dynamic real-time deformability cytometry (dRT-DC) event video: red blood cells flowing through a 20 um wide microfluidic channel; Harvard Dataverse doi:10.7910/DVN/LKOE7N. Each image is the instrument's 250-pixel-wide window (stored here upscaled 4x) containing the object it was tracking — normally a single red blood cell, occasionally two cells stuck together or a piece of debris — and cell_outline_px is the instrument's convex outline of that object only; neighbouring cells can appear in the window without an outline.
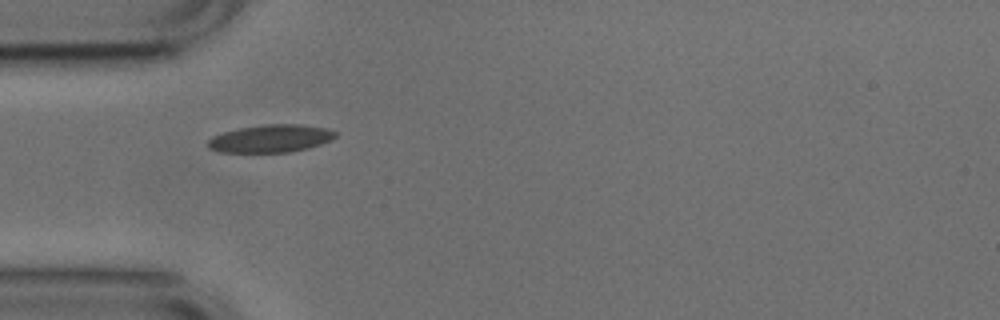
{"species": "common noctule bat (a hibernating species)", "species_latin": "Nyctalus noctula", "temperature_condition": "cold", "stored_images_in_passage": 38, "camera_frame_rate_fps": 3000, "um_per_image_px": 0.085, "animal": {"sex": "male", "body_mass_g": 17.9, "forearm_length_mm": 54.2}, "frame": {"image": 1, "passage_image": 1, "time_ms": 0.0, "image_size_px": [1000, 320], "cell_outline_px": [[336, 136], [332, 140], [308, 148], [288, 152], [216, 152], [208, 148], [208, 140], [212, 136], [224, 132], [240, 128], [264, 124], [300, 124], [328, 128], [336, 132]], "centroid_in_image_um": [23.01, 11.77], "position_along_channel_um": 62.0, "area_um2": 20.63}}
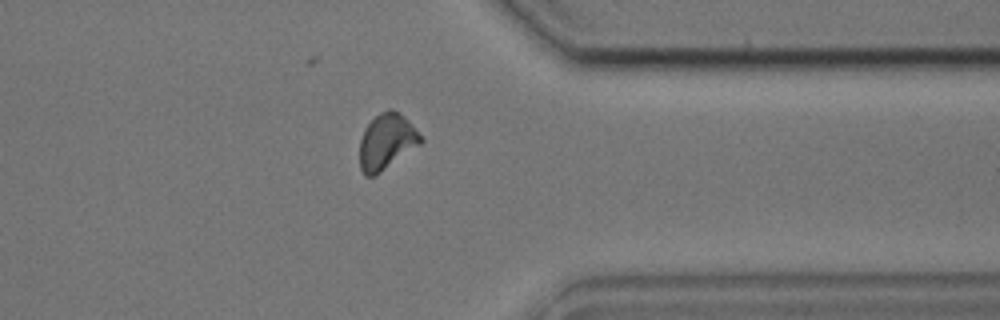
{"frame": {"image": 2, "passage_image": 27, "time_ms": 8.667, "image_size_px": [1000, 320], "cell_outline_px": [[424, 140], [420, 144], [380, 172], [372, 176], [364, 176], [360, 168], [360, 140], [364, 128], [380, 112], [388, 108], [392, 108], [400, 112], [408, 120]], "centroid_in_image_um": [32.85, 12.01], "position_along_channel_um": 378.6, "area_um2": 19.65}}
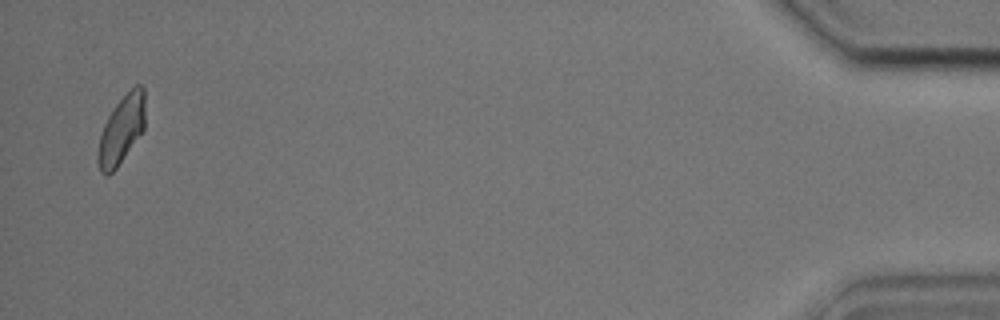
{"frame": {"image": 3, "passage_image": 37, "time_ms": 12.0, "image_size_px": [1000, 320], "cell_outline_px": [[144, 128], [116, 168], [108, 176], [104, 176], [100, 172], [96, 160], [100, 136], [104, 124], [108, 116], [116, 104], [136, 84], [140, 84], [144, 88]], "centroid_in_image_um": [10.29, 11.06], "position_along_channel_um": 424.9, "area_um2": 18.44}, "authors_computed_cell_mechanics": {"area_um2": 19.4208, "velocity_mm_per_s": 3.7478, "shape_relaxation_time_tau1_ms": 8.8386, "shape_relaxation_time_tau2_ms": 2.6887, "deformation_change_tau1": 0.1475, "deformation_change_tau2": 0.0778}}